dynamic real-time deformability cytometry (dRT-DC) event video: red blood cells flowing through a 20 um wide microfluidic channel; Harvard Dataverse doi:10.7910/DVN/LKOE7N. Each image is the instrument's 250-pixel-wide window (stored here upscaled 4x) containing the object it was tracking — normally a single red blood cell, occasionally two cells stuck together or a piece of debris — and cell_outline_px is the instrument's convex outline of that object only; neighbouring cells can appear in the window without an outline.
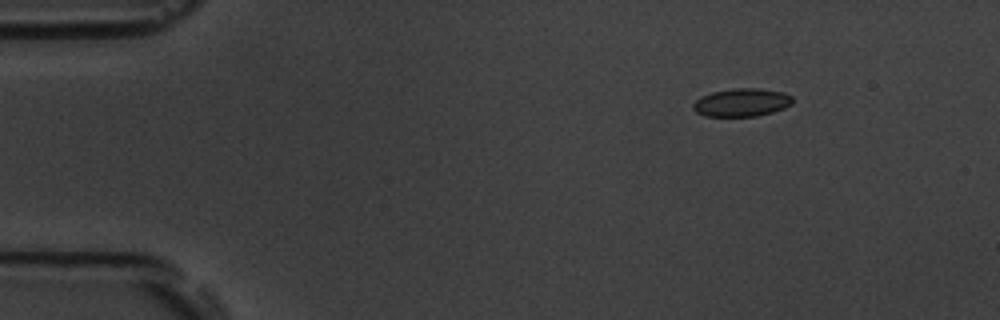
{"species": "common noctule bat (a hibernating species)", "species_latin": "Nyctalus noctula", "temperature_condition": "room temperature", "stored_images_in_passage": 48, "camera_frame_rate_fps": 3000, "um_per_image_px": 0.085, "animal": {"sex": "male", "body_mass_g": 19.5, "forearm_length_mm": 54.6}, "frame": {"image": 1, "passage_image": 1, "time_ms": 0.0, "image_size_px": [1000, 320], "cell_outline_px": [[792, 104], [784, 108], [772, 112], [756, 116], [704, 116], [696, 112], [692, 108], [692, 104], [700, 96], [712, 92], [732, 88], [760, 88], [784, 92], [792, 96]], "centroid_in_image_um": [63.03, 8.7], "position_along_channel_um": 22.0, "area_um2": 16.42}}
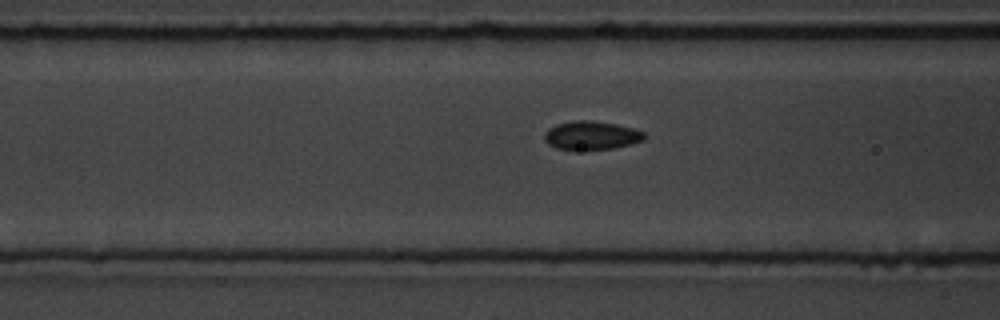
{"frame": {"image": 2, "passage_image": 15, "time_ms": 4.667, "image_size_px": [1000, 320], "cell_outline_px": [[644, 140], [612, 148], [572, 152], [556, 148], [548, 144], [544, 140], [544, 132], [548, 128], [556, 124], [572, 120], [592, 120], [616, 124], [632, 128], [644, 132]], "centroid_in_image_um": [50.18, 11.53], "position_along_channel_um": 116.4, "area_um2": 17.05}}
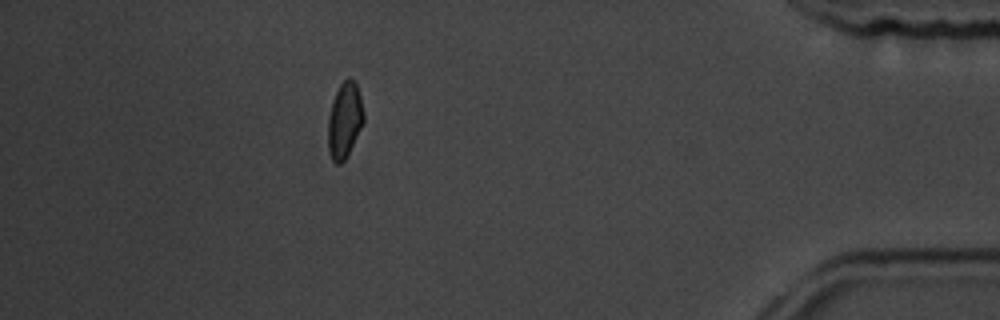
{"frame": {"image": 3, "passage_image": 42, "time_ms": 13.667, "image_size_px": [1000, 320], "cell_outline_px": [[364, 120], [344, 160], [340, 164], [336, 164], [332, 160], [328, 152], [328, 116], [332, 100], [340, 84], [348, 76], [356, 80], [364, 112]], "centroid_in_image_um": [29.27, 10.17], "position_along_channel_um": 405.9, "area_um2": 15.72}, "authors_computed_cell_mechanics": {"area_um2": 16.2418, "velocity_mm_per_s": 3.7666, "shape_relaxation_time_tau1_ms": 2.4751, "shape_relaxation_time_tau2_ms": 2.3457, "deformation_change_tau1": 0.0909, "deformation_change_tau2": 0.0634}}